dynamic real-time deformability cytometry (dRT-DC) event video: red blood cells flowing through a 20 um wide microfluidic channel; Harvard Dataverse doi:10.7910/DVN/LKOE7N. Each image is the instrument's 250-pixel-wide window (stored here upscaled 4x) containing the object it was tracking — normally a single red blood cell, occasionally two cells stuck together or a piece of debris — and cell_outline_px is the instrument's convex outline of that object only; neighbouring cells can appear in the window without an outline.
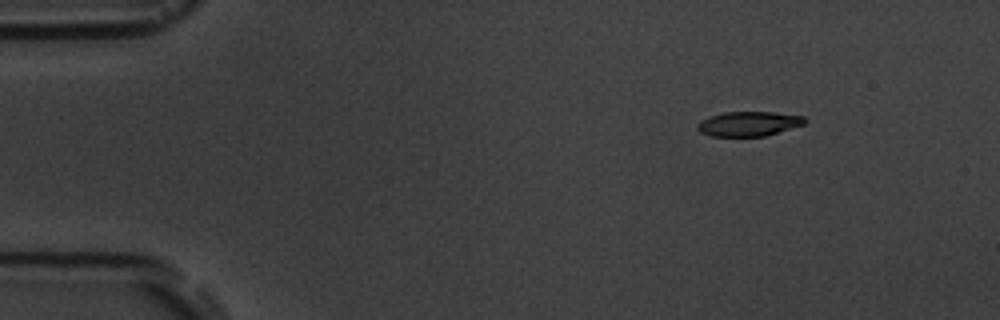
{"species": "common noctule bat (a hibernating species)", "species_latin": "Nyctalus noctula", "temperature_condition": "room temperature", "stored_images_in_passage": 8, "camera_frame_rate_fps": 3000, "um_per_image_px": 0.085, "animal": {"sex": "male", "body_mass_g": 19.5, "forearm_length_mm": 54.6}, "frame": {"image": 1, "passage_image": 1, "time_ms": 0.0, "image_size_px": [1000, 320], "cell_outline_px": [[808, 120], [804, 124], [764, 136], [712, 136], [700, 132], [696, 128], [696, 124], [700, 120], [724, 112], [772, 112], [804, 116]], "centroid_in_image_um": [63.62, 10.52], "position_along_channel_um": 21.4, "area_um2": 15.32}}
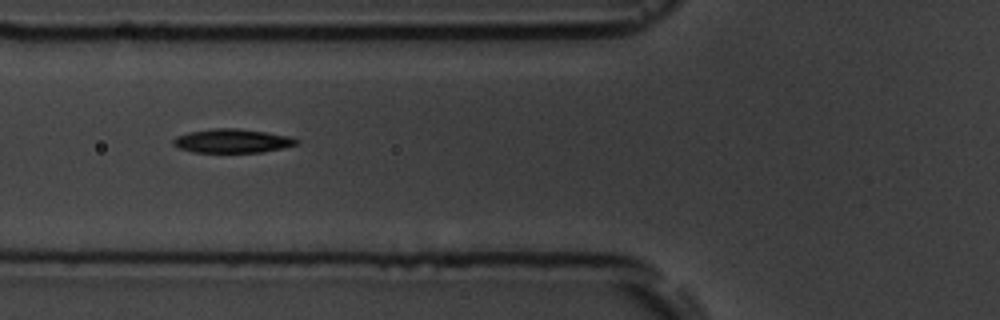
{"frame": {"image": 2, "passage_image": 5, "time_ms": 4.667, "image_size_px": [1000, 320], "cell_outline_px": [[300, 140], [296, 144], [264, 152], [192, 152], [180, 148], [172, 144], [172, 140], [176, 136], [188, 132], [216, 128], [236, 128], [264, 132], [288, 136]], "centroid_in_image_um": [19.69, 11.98], "position_along_channel_um": 106.1, "area_um2": 16.94}}
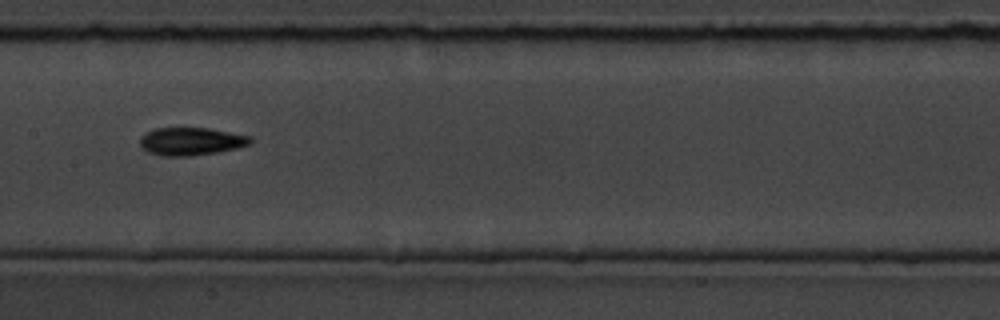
{"frame": {"image": 3, "passage_image": 7, "time_ms": 7.0, "image_size_px": [1000, 320], "cell_outline_px": [[252, 144], [220, 152], [192, 156], [160, 156], [148, 152], [140, 148], [140, 136], [144, 132], [156, 128], [208, 128], [252, 136]], "centroid_in_image_um": [16.22, 12.02], "position_along_channel_um": 191.2, "area_um2": 18.26}}